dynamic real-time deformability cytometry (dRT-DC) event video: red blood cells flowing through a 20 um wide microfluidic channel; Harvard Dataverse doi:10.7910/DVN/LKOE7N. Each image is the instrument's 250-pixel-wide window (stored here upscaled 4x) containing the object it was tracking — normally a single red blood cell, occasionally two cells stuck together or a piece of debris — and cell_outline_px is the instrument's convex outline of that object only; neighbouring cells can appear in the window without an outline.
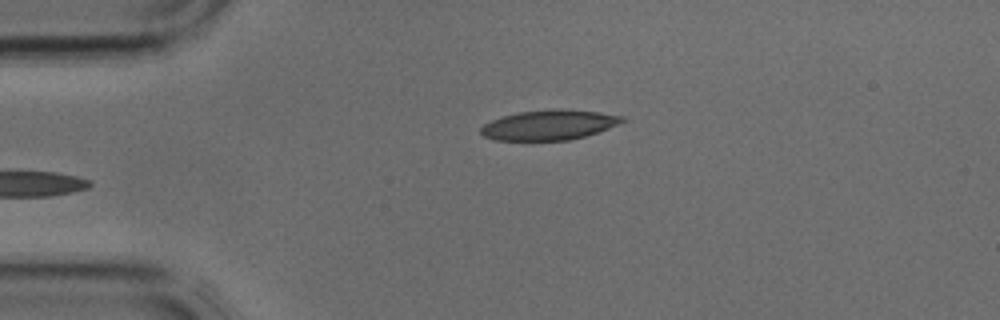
{"species": "common noctule bat (a hibernating species)", "species_latin": "Nyctalus noctula", "temperature_condition": "cold", "stored_images_in_passage": 3, "camera_frame_rate_fps": 3000, "um_per_image_px": 0.085, "animal": {"sex": "male", "body_mass_g": 17.9, "forearm_length_mm": 54.2}, "frame": {"image": 1, "passage_image": 3, "time_ms": 0.667, "image_size_px": [1000, 320], "cell_outline_px": [[624, 120], [620, 124], [584, 136], [568, 140], [496, 140], [484, 136], [480, 132], [480, 128], [484, 124], [492, 120], [504, 116], [520, 112], [596, 112], [624, 116]], "centroid_in_image_um": [46.63, 10.67], "position_along_channel_um": 38.4, "area_um2": 23.29}}